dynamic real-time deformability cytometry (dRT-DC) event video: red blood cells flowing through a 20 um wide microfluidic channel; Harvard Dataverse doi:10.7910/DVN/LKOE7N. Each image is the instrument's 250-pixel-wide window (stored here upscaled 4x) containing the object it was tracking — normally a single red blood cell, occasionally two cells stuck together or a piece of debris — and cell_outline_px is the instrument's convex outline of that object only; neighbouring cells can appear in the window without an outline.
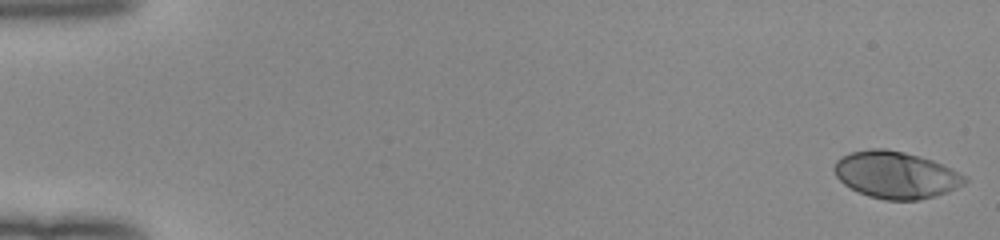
{"species": "human", "species_latin": "Homo sapiens", "temperature_condition": "room temperature", "stored_images_in_passage": 52, "camera_frame_rate_fps": 3000, "um_per_image_px": 0.085, "donor": {"sex": "female"}, "frame": {"image": 1, "passage_image": 1, "time_ms": 0.0, "image_size_px": [1000, 240], "cell_outline_px": [[968, 180], [964, 184], [956, 188], [936, 196], [916, 200], [884, 200], [868, 196], [844, 184], [836, 176], [832, 168], [836, 160], [852, 152], [872, 148], [884, 148], [904, 152], [932, 160], [952, 168], [968, 176]], "centroid_in_image_um": [76.17, 14.87], "position_along_channel_um": 8.8, "area_um2": 35.72}}
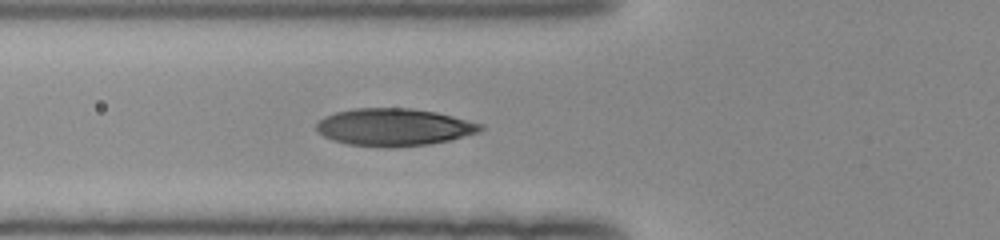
{"frame": {"image": 2, "passage_image": 20, "time_ms": 6.333, "image_size_px": [1000, 240], "cell_outline_px": [[484, 128], [480, 132], [448, 140], [428, 144], [396, 148], [388, 148], [348, 144], [332, 140], [324, 136], [316, 128], [316, 124], [324, 116], [336, 112], [352, 108], [412, 108], [436, 112], [484, 124]], "centroid_in_image_um": [33.49, 10.81], "position_along_channel_um": 92.3, "area_um2": 35.89}}
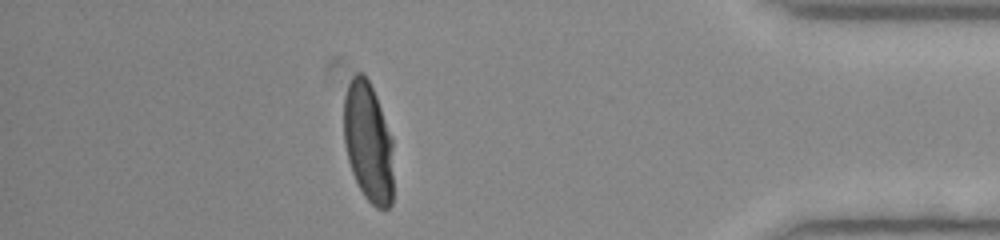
{"frame": {"image": 3, "passage_image": 46, "time_ms": 15.0, "image_size_px": [1000, 240], "cell_outline_px": [[392, 204], [388, 208], [376, 208], [364, 196], [352, 172], [348, 160], [344, 144], [344, 96], [348, 84], [352, 76], [356, 72], [364, 72], [376, 96], [392, 140]], "centroid_in_image_um": [31.28, 12.07], "position_along_channel_um": 403.9, "area_um2": 34.51}, "authors_computed_cell_mechanics": {"area_um2": 35.0846, "velocity_mm_per_s": 4.0235, "shape_relaxation_time_tau1_ms": 4.2266, "shape_relaxation_time_tau2_ms": null, "deformation_change_tau1": 0.2315, "deformation_change_tau2": null}}